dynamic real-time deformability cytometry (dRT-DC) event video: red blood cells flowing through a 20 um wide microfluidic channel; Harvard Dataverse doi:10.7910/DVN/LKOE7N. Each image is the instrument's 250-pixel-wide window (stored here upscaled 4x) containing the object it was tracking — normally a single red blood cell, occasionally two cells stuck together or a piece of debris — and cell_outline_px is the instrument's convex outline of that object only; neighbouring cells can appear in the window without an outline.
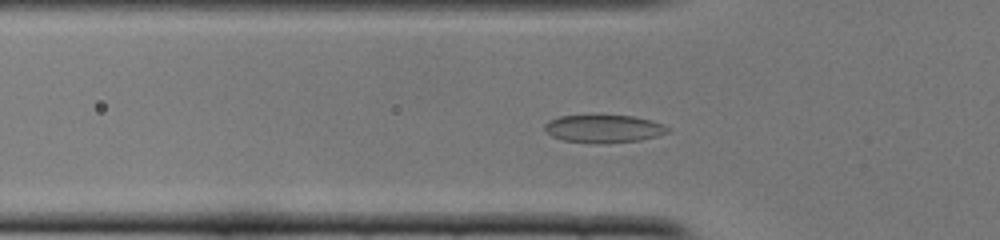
{"species": "common noctule bat (a hibernating species)", "species_latin": "Nyctalus noctula", "temperature_condition": "cold", "stored_images_in_passage": 44, "camera_frame_rate_fps": 3000, "um_per_image_px": 0.085, "animal": {"sex": "female", "body_mass_g": 22.0, "forearm_length_mm": 56.7}, "frame": {"image": 1, "passage_image": 13, "time_ms": 4.0, "image_size_px": [1000, 240], "cell_outline_px": [[668, 132], [656, 136], [640, 140], [600, 144], [592, 144], [564, 140], [552, 136], [544, 128], [544, 124], [548, 120], [560, 116], [632, 116], [652, 120], [664, 124], [668, 128]], "centroid_in_image_um": [51.31, 10.95], "position_along_channel_um": 74.5, "area_um2": 19.88}}
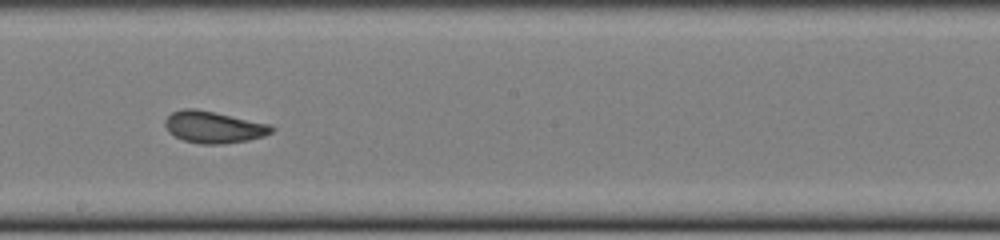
{"frame": {"image": 2, "passage_image": 25, "time_ms": 8.0, "image_size_px": [1000, 240], "cell_outline_px": [[276, 128], [272, 132], [264, 136], [248, 140], [224, 144], [200, 144], [184, 140], [168, 132], [164, 124], [164, 120], [172, 112], [184, 108], [196, 108], [216, 112], [272, 124]], "centroid_in_image_um": [18.19, 10.79], "position_along_channel_um": 230.0, "area_um2": 20.0}}
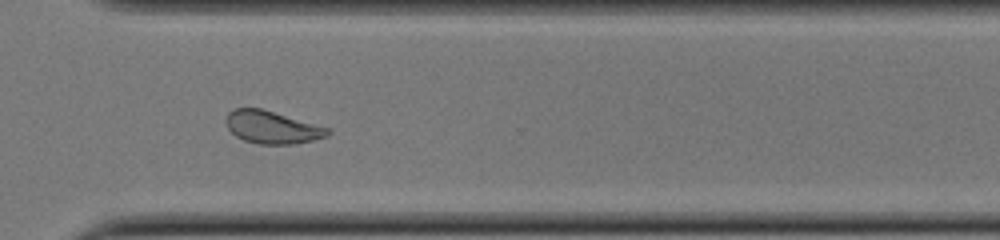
{"frame": {"image": 3, "passage_image": 34, "time_ms": 11.0, "image_size_px": [1000, 240], "cell_outline_px": [[332, 132], [328, 136], [296, 144], [260, 144], [244, 140], [236, 136], [228, 128], [224, 120], [228, 112], [236, 108], [260, 108], [328, 128]], "centroid_in_image_um": [23.1, 10.82], "position_along_channel_um": 347.5, "area_um2": 19.13}, "authors_computed_cell_mechanics": {"area_um2": 20.1433, "velocity_mm_per_s": 3.8901, "shape_relaxation_time_tau1_ms": 9.0752, "shape_relaxation_time_tau2_ms": 0.8313, "deformation_change_tau1": 0.1897, "deformation_change_tau2": 0.0583}}